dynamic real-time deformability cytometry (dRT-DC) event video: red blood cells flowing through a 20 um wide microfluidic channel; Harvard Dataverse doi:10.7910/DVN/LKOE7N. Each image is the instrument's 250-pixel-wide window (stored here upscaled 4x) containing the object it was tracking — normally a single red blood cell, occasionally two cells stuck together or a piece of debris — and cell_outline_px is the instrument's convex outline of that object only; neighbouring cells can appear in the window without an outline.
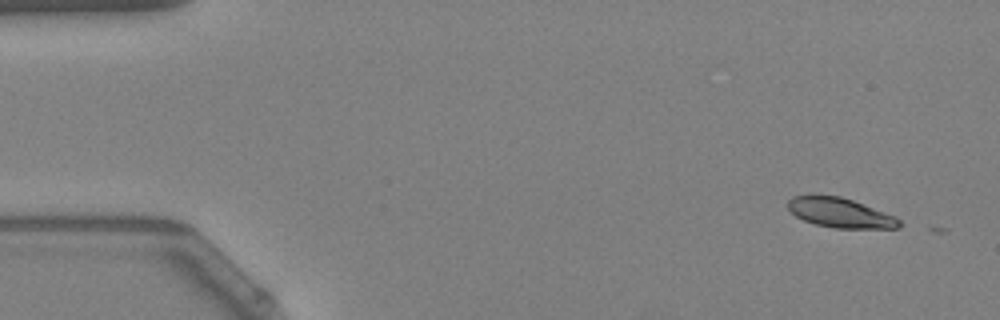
{"species": "Egyptian fruit bat (a non-hibernating species)", "species_latin": "Rousettus aegyptiacus", "temperature_condition": "warm", "stored_images_in_passage": 6, "camera_frame_rate_fps": 3000, "um_per_image_px": 0.085, "animal": {"sex": "female"}, "frame": {"image": 1, "passage_image": 1, "time_ms": 0.0, "image_size_px": [1000, 320], "cell_outline_px": [[904, 224], [900, 228], [836, 228], [816, 224], [804, 220], [796, 216], [788, 208], [788, 200], [792, 196], [812, 192], [840, 196], [852, 200], [896, 216]], "centroid_in_image_um": [71.39, 18.05], "position_along_channel_um": 13.6, "area_um2": 19.71}}